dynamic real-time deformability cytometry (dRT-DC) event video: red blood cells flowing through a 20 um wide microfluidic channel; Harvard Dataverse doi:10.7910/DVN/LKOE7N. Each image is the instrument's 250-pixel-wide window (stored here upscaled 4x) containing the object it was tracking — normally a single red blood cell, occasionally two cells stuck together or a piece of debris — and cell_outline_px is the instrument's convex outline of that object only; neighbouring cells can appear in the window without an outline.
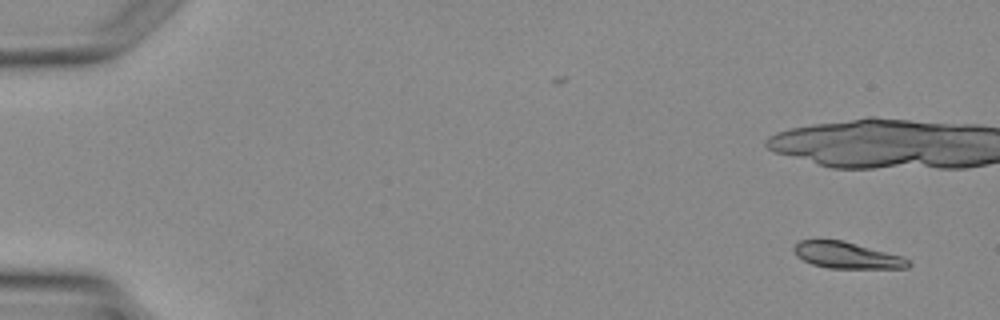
{"species": "Egyptian fruit bat (a non-hibernating species)", "species_latin": "Rousettus aegyptiacus", "temperature_condition": "warm", "stored_images_in_passage": 4, "camera_frame_rate_fps": 3000, "um_per_image_px": 0.085, "animal": {"sex": "female"}, "frame": {"image": 1, "passage_image": 1, "time_ms": 0.0, "image_size_px": [1000, 320], "cell_outline_px": [[912, 264], [908, 268], [828, 268], [812, 264], [796, 256], [796, 244], [800, 240], [840, 240], [856, 244], [900, 256], [908, 260]], "centroid_in_image_um": [71.99, 21.71], "position_along_channel_um": 13.0, "area_um2": 17.11}}